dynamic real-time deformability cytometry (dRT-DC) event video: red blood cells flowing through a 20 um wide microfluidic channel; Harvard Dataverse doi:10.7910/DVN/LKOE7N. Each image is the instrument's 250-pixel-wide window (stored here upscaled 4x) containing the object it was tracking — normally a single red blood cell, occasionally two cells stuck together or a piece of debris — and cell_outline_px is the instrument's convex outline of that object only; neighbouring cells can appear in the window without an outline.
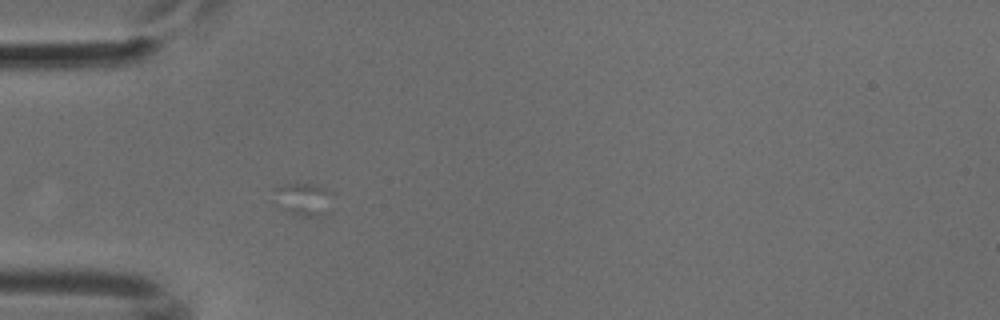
{"species": "common noctule bat (a hibernating species)", "species_latin": "Nyctalus noctula", "temperature_condition": "cold", "stored_images_in_passage": 15, "camera_frame_rate_fps": 3000, "um_per_image_px": 0.085, "animal": {"sex": "male", "body_mass_g": 18.8}, "frame": {"image": 1, "passage_image": 8, "time_ms": 2.333, "image_size_px": [1000, 320], "cell_outline_px": [[336, 196], [332, 212], [308, 216], [300, 216], [280, 208], [272, 204], [272, 188], [288, 184], [316, 184], [332, 192]], "centroid_in_image_um": [25.81, 16.93], "position_along_channel_um": 59.2, "area_um2": 11.96}}